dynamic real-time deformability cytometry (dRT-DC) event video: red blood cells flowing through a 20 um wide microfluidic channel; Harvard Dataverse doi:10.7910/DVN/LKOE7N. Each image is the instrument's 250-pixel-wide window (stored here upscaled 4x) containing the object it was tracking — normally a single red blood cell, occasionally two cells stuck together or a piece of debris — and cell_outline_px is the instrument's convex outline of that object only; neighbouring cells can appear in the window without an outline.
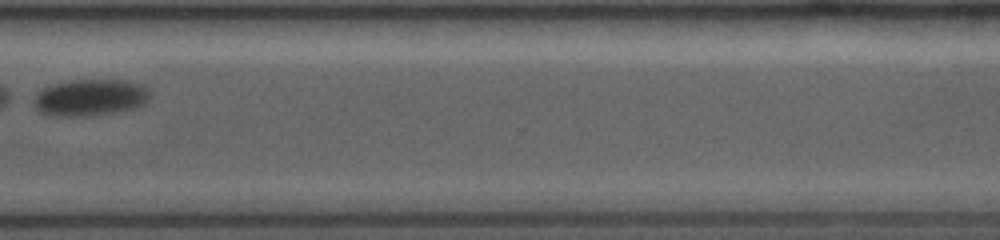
{"species": "common noctule bat (a hibernating species)", "species_latin": "Nyctalus noctula", "temperature_condition": "room temperature", "stored_images_in_passage": 18, "camera_frame_rate_fps": 4000, "um_per_image_px": 0.085, "animal": {"sex": "female", "body_mass_g": 19.0, "forearm_length_mm": 53.3}, "frame": {"image": 1, "passage_image": 18, "time_ms": 8.25, "image_size_px": [1000, 240], "cell_outline_px": [[152, 96], [144, 104], [136, 108], [88, 116], [60, 116], [40, 112], [32, 104], [32, 100], [44, 88], [56, 84], [72, 80], [128, 80], [140, 84], [148, 88]], "centroid_in_image_um": [7.72, 8.29], "position_along_channel_um": 362.9, "area_um2": 24.74}}